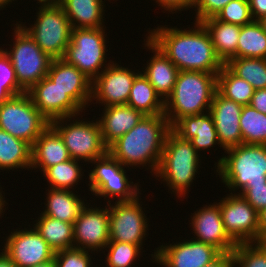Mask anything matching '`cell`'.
Returning <instances> with one entry per match:
<instances>
[{"label": "cell", "instance_id": "6da1fadb", "mask_svg": "<svg viewBox=\"0 0 266 267\" xmlns=\"http://www.w3.org/2000/svg\"><path fill=\"white\" fill-rule=\"evenodd\" d=\"M189 30L158 26L148 38L169 58L179 71L219 73L225 65L217 56L211 37L202 23Z\"/></svg>", "mask_w": 266, "mask_h": 267}, {"label": "cell", "instance_id": "7a4b0ae2", "mask_svg": "<svg viewBox=\"0 0 266 267\" xmlns=\"http://www.w3.org/2000/svg\"><path fill=\"white\" fill-rule=\"evenodd\" d=\"M171 126L164 114L143 116L128 133L108 147V153L126 168L142 165L156 174Z\"/></svg>", "mask_w": 266, "mask_h": 267}, {"label": "cell", "instance_id": "3957f363", "mask_svg": "<svg viewBox=\"0 0 266 267\" xmlns=\"http://www.w3.org/2000/svg\"><path fill=\"white\" fill-rule=\"evenodd\" d=\"M217 74L202 71H179L174 89L164 102V115L172 127L184 116L210 110L217 91Z\"/></svg>", "mask_w": 266, "mask_h": 267}, {"label": "cell", "instance_id": "277c9868", "mask_svg": "<svg viewBox=\"0 0 266 267\" xmlns=\"http://www.w3.org/2000/svg\"><path fill=\"white\" fill-rule=\"evenodd\" d=\"M199 155L191 141L182 139L171 129L164 142L156 178L165 181L177 197H185L196 178Z\"/></svg>", "mask_w": 266, "mask_h": 267}, {"label": "cell", "instance_id": "5b68a950", "mask_svg": "<svg viewBox=\"0 0 266 267\" xmlns=\"http://www.w3.org/2000/svg\"><path fill=\"white\" fill-rule=\"evenodd\" d=\"M225 153L228 155L218 159L215 168L231 193L241 192L247 184L266 183V145L240 144Z\"/></svg>", "mask_w": 266, "mask_h": 267}, {"label": "cell", "instance_id": "8992f818", "mask_svg": "<svg viewBox=\"0 0 266 267\" xmlns=\"http://www.w3.org/2000/svg\"><path fill=\"white\" fill-rule=\"evenodd\" d=\"M40 4L36 21L26 27L19 25L29 34L40 49L52 59L63 58L71 39V24L63 8L54 0H37Z\"/></svg>", "mask_w": 266, "mask_h": 267}, {"label": "cell", "instance_id": "52a82bcc", "mask_svg": "<svg viewBox=\"0 0 266 267\" xmlns=\"http://www.w3.org/2000/svg\"><path fill=\"white\" fill-rule=\"evenodd\" d=\"M72 118H76L75 121L72 120L71 122ZM50 125L62 137L70 158L74 160H82V162L91 164L93 160L108 153V147L104 144L98 118L91 122L84 121V119L77 120V116L58 118L52 120Z\"/></svg>", "mask_w": 266, "mask_h": 267}, {"label": "cell", "instance_id": "ba28073f", "mask_svg": "<svg viewBox=\"0 0 266 267\" xmlns=\"http://www.w3.org/2000/svg\"><path fill=\"white\" fill-rule=\"evenodd\" d=\"M105 28H72L70 44L63 57L91 81L112 62L107 64L105 60L108 51Z\"/></svg>", "mask_w": 266, "mask_h": 267}, {"label": "cell", "instance_id": "9c48e42d", "mask_svg": "<svg viewBox=\"0 0 266 267\" xmlns=\"http://www.w3.org/2000/svg\"><path fill=\"white\" fill-rule=\"evenodd\" d=\"M15 25L13 47L4 51L13 65L18 84L27 92L47 76L53 59L40 49L18 23Z\"/></svg>", "mask_w": 266, "mask_h": 267}, {"label": "cell", "instance_id": "30bf717a", "mask_svg": "<svg viewBox=\"0 0 266 267\" xmlns=\"http://www.w3.org/2000/svg\"><path fill=\"white\" fill-rule=\"evenodd\" d=\"M49 125L50 121L35 107L27 92L0 104V129L31 146Z\"/></svg>", "mask_w": 266, "mask_h": 267}, {"label": "cell", "instance_id": "8fae6325", "mask_svg": "<svg viewBox=\"0 0 266 267\" xmlns=\"http://www.w3.org/2000/svg\"><path fill=\"white\" fill-rule=\"evenodd\" d=\"M91 163L95 166L88 175L89 191L97 197H105L107 204L111 202L109 198L116 197L118 202L133 201L142 194L138 183L134 184L126 176L125 166L109 153Z\"/></svg>", "mask_w": 266, "mask_h": 267}, {"label": "cell", "instance_id": "7c38bea8", "mask_svg": "<svg viewBox=\"0 0 266 267\" xmlns=\"http://www.w3.org/2000/svg\"><path fill=\"white\" fill-rule=\"evenodd\" d=\"M138 196L133 201H115L109 208V238L110 241L126 242L142 247L148 228V218L142 210ZM140 202V203H139Z\"/></svg>", "mask_w": 266, "mask_h": 267}, {"label": "cell", "instance_id": "4fadbf2b", "mask_svg": "<svg viewBox=\"0 0 266 267\" xmlns=\"http://www.w3.org/2000/svg\"><path fill=\"white\" fill-rule=\"evenodd\" d=\"M233 193L218 203L225 232L236 244L259 242L258 212L242 195Z\"/></svg>", "mask_w": 266, "mask_h": 267}, {"label": "cell", "instance_id": "5bb4252c", "mask_svg": "<svg viewBox=\"0 0 266 267\" xmlns=\"http://www.w3.org/2000/svg\"><path fill=\"white\" fill-rule=\"evenodd\" d=\"M151 254L152 262L163 267H204L215 261L222 253L209 244L194 239L160 245Z\"/></svg>", "mask_w": 266, "mask_h": 267}, {"label": "cell", "instance_id": "9a60e30c", "mask_svg": "<svg viewBox=\"0 0 266 267\" xmlns=\"http://www.w3.org/2000/svg\"><path fill=\"white\" fill-rule=\"evenodd\" d=\"M134 70L112 61L105 70L92 81V102L105 107L126 105L135 77Z\"/></svg>", "mask_w": 266, "mask_h": 267}, {"label": "cell", "instance_id": "2e32d148", "mask_svg": "<svg viewBox=\"0 0 266 267\" xmlns=\"http://www.w3.org/2000/svg\"><path fill=\"white\" fill-rule=\"evenodd\" d=\"M16 230V231H15ZM5 238V252L17 267H30L54 259L55 251L34 228L15 229Z\"/></svg>", "mask_w": 266, "mask_h": 267}, {"label": "cell", "instance_id": "e0dca14e", "mask_svg": "<svg viewBox=\"0 0 266 267\" xmlns=\"http://www.w3.org/2000/svg\"><path fill=\"white\" fill-rule=\"evenodd\" d=\"M86 203L73 223L74 246L93 253L101 251L110 242L109 208L90 206ZM90 206V208H89ZM100 208V209H99Z\"/></svg>", "mask_w": 266, "mask_h": 267}, {"label": "cell", "instance_id": "ac0fdd59", "mask_svg": "<svg viewBox=\"0 0 266 267\" xmlns=\"http://www.w3.org/2000/svg\"><path fill=\"white\" fill-rule=\"evenodd\" d=\"M27 94L35 107L50 122L58 118L75 117L84 112L47 76L33 85Z\"/></svg>", "mask_w": 266, "mask_h": 267}, {"label": "cell", "instance_id": "d6986e66", "mask_svg": "<svg viewBox=\"0 0 266 267\" xmlns=\"http://www.w3.org/2000/svg\"><path fill=\"white\" fill-rule=\"evenodd\" d=\"M190 224L195 234L192 239L214 246L221 253H232L236 248L237 244L225 232L218 203L205 205L195 211Z\"/></svg>", "mask_w": 266, "mask_h": 267}, {"label": "cell", "instance_id": "ffe728a7", "mask_svg": "<svg viewBox=\"0 0 266 267\" xmlns=\"http://www.w3.org/2000/svg\"><path fill=\"white\" fill-rule=\"evenodd\" d=\"M47 77L82 110L85 111L86 106L90 105L92 81L65 59H53Z\"/></svg>", "mask_w": 266, "mask_h": 267}, {"label": "cell", "instance_id": "44dd1931", "mask_svg": "<svg viewBox=\"0 0 266 267\" xmlns=\"http://www.w3.org/2000/svg\"><path fill=\"white\" fill-rule=\"evenodd\" d=\"M242 105L226 99L218 91L215 92L210 106L220 147L226 150L242 144L240 117Z\"/></svg>", "mask_w": 266, "mask_h": 267}, {"label": "cell", "instance_id": "7402d4cb", "mask_svg": "<svg viewBox=\"0 0 266 267\" xmlns=\"http://www.w3.org/2000/svg\"><path fill=\"white\" fill-rule=\"evenodd\" d=\"M171 129L184 140L191 141L197 152L219 144L214 120L210 112L184 116Z\"/></svg>", "mask_w": 266, "mask_h": 267}, {"label": "cell", "instance_id": "603a6c76", "mask_svg": "<svg viewBox=\"0 0 266 267\" xmlns=\"http://www.w3.org/2000/svg\"><path fill=\"white\" fill-rule=\"evenodd\" d=\"M144 41L146 42L144 45L154 55L147 62V67L145 66L143 68L145 70H142V74L148 79L156 93L165 102L174 89L179 70L147 36Z\"/></svg>", "mask_w": 266, "mask_h": 267}, {"label": "cell", "instance_id": "cb8c5ba5", "mask_svg": "<svg viewBox=\"0 0 266 267\" xmlns=\"http://www.w3.org/2000/svg\"><path fill=\"white\" fill-rule=\"evenodd\" d=\"M70 155L59 133L49 125L32 145L31 167L44 172L47 168L68 161Z\"/></svg>", "mask_w": 266, "mask_h": 267}, {"label": "cell", "instance_id": "d4e9b609", "mask_svg": "<svg viewBox=\"0 0 266 267\" xmlns=\"http://www.w3.org/2000/svg\"><path fill=\"white\" fill-rule=\"evenodd\" d=\"M102 113L98 122L107 147L128 133L144 116L128 105L104 107Z\"/></svg>", "mask_w": 266, "mask_h": 267}, {"label": "cell", "instance_id": "484cf974", "mask_svg": "<svg viewBox=\"0 0 266 267\" xmlns=\"http://www.w3.org/2000/svg\"><path fill=\"white\" fill-rule=\"evenodd\" d=\"M63 8L72 28H102L105 8L103 0H56Z\"/></svg>", "mask_w": 266, "mask_h": 267}, {"label": "cell", "instance_id": "4316f807", "mask_svg": "<svg viewBox=\"0 0 266 267\" xmlns=\"http://www.w3.org/2000/svg\"><path fill=\"white\" fill-rule=\"evenodd\" d=\"M46 193L45 209L41 214L63 222L74 223L86 205L85 199L82 200L80 195L78 196L72 190L48 187Z\"/></svg>", "mask_w": 266, "mask_h": 267}, {"label": "cell", "instance_id": "83f0119b", "mask_svg": "<svg viewBox=\"0 0 266 267\" xmlns=\"http://www.w3.org/2000/svg\"><path fill=\"white\" fill-rule=\"evenodd\" d=\"M208 31L217 56L226 64L237 58V45L241 26L230 24L212 17L201 22Z\"/></svg>", "mask_w": 266, "mask_h": 267}, {"label": "cell", "instance_id": "f1b7e54d", "mask_svg": "<svg viewBox=\"0 0 266 267\" xmlns=\"http://www.w3.org/2000/svg\"><path fill=\"white\" fill-rule=\"evenodd\" d=\"M32 146L0 129V170L31 167Z\"/></svg>", "mask_w": 266, "mask_h": 267}, {"label": "cell", "instance_id": "f546056e", "mask_svg": "<svg viewBox=\"0 0 266 267\" xmlns=\"http://www.w3.org/2000/svg\"><path fill=\"white\" fill-rule=\"evenodd\" d=\"M126 105L140 111L144 116L164 114V101L142 72L133 81Z\"/></svg>", "mask_w": 266, "mask_h": 267}, {"label": "cell", "instance_id": "4dcf8cb0", "mask_svg": "<svg viewBox=\"0 0 266 267\" xmlns=\"http://www.w3.org/2000/svg\"><path fill=\"white\" fill-rule=\"evenodd\" d=\"M35 221L32 226L55 252L74 246L73 223L63 222L41 213Z\"/></svg>", "mask_w": 266, "mask_h": 267}, {"label": "cell", "instance_id": "1f68e13d", "mask_svg": "<svg viewBox=\"0 0 266 267\" xmlns=\"http://www.w3.org/2000/svg\"><path fill=\"white\" fill-rule=\"evenodd\" d=\"M266 59V32L259 21L241 26L237 45V58Z\"/></svg>", "mask_w": 266, "mask_h": 267}, {"label": "cell", "instance_id": "d6a6232c", "mask_svg": "<svg viewBox=\"0 0 266 267\" xmlns=\"http://www.w3.org/2000/svg\"><path fill=\"white\" fill-rule=\"evenodd\" d=\"M217 91L226 99L246 106L250 104L255 89L224 65L217 74Z\"/></svg>", "mask_w": 266, "mask_h": 267}, {"label": "cell", "instance_id": "836d02e7", "mask_svg": "<svg viewBox=\"0 0 266 267\" xmlns=\"http://www.w3.org/2000/svg\"><path fill=\"white\" fill-rule=\"evenodd\" d=\"M225 65L255 90L266 88V59L231 58Z\"/></svg>", "mask_w": 266, "mask_h": 267}, {"label": "cell", "instance_id": "e575fe53", "mask_svg": "<svg viewBox=\"0 0 266 267\" xmlns=\"http://www.w3.org/2000/svg\"><path fill=\"white\" fill-rule=\"evenodd\" d=\"M80 161L69 159L53 165L47 168L43 172V176L46 177L47 182H49L48 187L54 189H74L75 184L83 177V168L79 165Z\"/></svg>", "mask_w": 266, "mask_h": 267}, {"label": "cell", "instance_id": "d590c367", "mask_svg": "<svg viewBox=\"0 0 266 267\" xmlns=\"http://www.w3.org/2000/svg\"><path fill=\"white\" fill-rule=\"evenodd\" d=\"M239 122L242 144L266 145V114L246 105L242 107Z\"/></svg>", "mask_w": 266, "mask_h": 267}, {"label": "cell", "instance_id": "8d00e7d4", "mask_svg": "<svg viewBox=\"0 0 266 267\" xmlns=\"http://www.w3.org/2000/svg\"><path fill=\"white\" fill-rule=\"evenodd\" d=\"M232 257L237 267H266V241L238 243Z\"/></svg>", "mask_w": 266, "mask_h": 267}, {"label": "cell", "instance_id": "74e56055", "mask_svg": "<svg viewBox=\"0 0 266 267\" xmlns=\"http://www.w3.org/2000/svg\"><path fill=\"white\" fill-rule=\"evenodd\" d=\"M105 248H108L105 249L108 252L106 267H132L143 249L135 244L117 241H110Z\"/></svg>", "mask_w": 266, "mask_h": 267}, {"label": "cell", "instance_id": "f35d334b", "mask_svg": "<svg viewBox=\"0 0 266 267\" xmlns=\"http://www.w3.org/2000/svg\"><path fill=\"white\" fill-rule=\"evenodd\" d=\"M24 92L26 91L18 84L9 56L0 48V104Z\"/></svg>", "mask_w": 266, "mask_h": 267}, {"label": "cell", "instance_id": "ab89813d", "mask_svg": "<svg viewBox=\"0 0 266 267\" xmlns=\"http://www.w3.org/2000/svg\"><path fill=\"white\" fill-rule=\"evenodd\" d=\"M220 21L243 26L253 21L248 0H232L216 15Z\"/></svg>", "mask_w": 266, "mask_h": 267}, {"label": "cell", "instance_id": "60d3db41", "mask_svg": "<svg viewBox=\"0 0 266 267\" xmlns=\"http://www.w3.org/2000/svg\"><path fill=\"white\" fill-rule=\"evenodd\" d=\"M90 251L80 248H66L55 252L56 267H93ZM96 267H98L96 265Z\"/></svg>", "mask_w": 266, "mask_h": 267}, {"label": "cell", "instance_id": "b9f144b4", "mask_svg": "<svg viewBox=\"0 0 266 267\" xmlns=\"http://www.w3.org/2000/svg\"><path fill=\"white\" fill-rule=\"evenodd\" d=\"M232 0H194L196 22L216 17V15ZM197 8V9H196Z\"/></svg>", "mask_w": 266, "mask_h": 267}, {"label": "cell", "instance_id": "7bdbcfd3", "mask_svg": "<svg viewBox=\"0 0 266 267\" xmlns=\"http://www.w3.org/2000/svg\"><path fill=\"white\" fill-rule=\"evenodd\" d=\"M238 194L249 202L259 213L266 208V183L247 184V186Z\"/></svg>", "mask_w": 266, "mask_h": 267}, {"label": "cell", "instance_id": "ee69618b", "mask_svg": "<svg viewBox=\"0 0 266 267\" xmlns=\"http://www.w3.org/2000/svg\"><path fill=\"white\" fill-rule=\"evenodd\" d=\"M155 3L159 4L165 11L172 12L173 14L177 11L193 9L194 0H154ZM175 11V12H174Z\"/></svg>", "mask_w": 266, "mask_h": 267}, {"label": "cell", "instance_id": "f6af8a7d", "mask_svg": "<svg viewBox=\"0 0 266 267\" xmlns=\"http://www.w3.org/2000/svg\"><path fill=\"white\" fill-rule=\"evenodd\" d=\"M249 105L266 114V88L255 90Z\"/></svg>", "mask_w": 266, "mask_h": 267}, {"label": "cell", "instance_id": "bcb514c9", "mask_svg": "<svg viewBox=\"0 0 266 267\" xmlns=\"http://www.w3.org/2000/svg\"><path fill=\"white\" fill-rule=\"evenodd\" d=\"M253 20L266 16V0H248Z\"/></svg>", "mask_w": 266, "mask_h": 267}, {"label": "cell", "instance_id": "7dc6e473", "mask_svg": "<svg viewBox=\"0 0 266 267\" xmlns=\"http://www.w3.org/2000/svg\"><path fill=\"white\" fill-rule=\"evenodd\" d=\"M233 263L232 253H222L215 261L204 267H230Z\"/></svg>", "mask_w": 266, "mask_h": 267}, {"label": "cell", "instance_id": "c3c4849f", "mask_svg": "<svg viewBox=\"0 0 266 267\" xmlns=\"http://www.w3.org/2000/svg\"><path fill=\"white\" fill-rule=\"evenodd\" d=\"M259 219V242L266 241V208L258 213Z\"/></svg>", "mask_w": 266, "mask_h": 267}, {"label": "cell", "instance_id": "681fc988", "mask_svg": "<svg viewBox=\"0 0 266 267\" xmlns=\"http://www.w3.org/2000/svg\"><path fill=\"white\" fill-rule=\"evenodd\" d=\"M0 267H17L11 258L2 251L0 252Z\"/></svg>", "mask_w": 266, "mask_h": 267}, {"label": "cell", "instance_id": "f907efd6", "mask_svg": "<svg viewBox=\"0 0 266 267\" xmlns=\"http://www.w3.org/2000/svg\"><path fill=\"white\" fill-rule=\"evenodd\" d=\"M2 187L0 188V218H1V216H3L2 215V213L4 214V212H5V209H4V206L6 207V201H5V198L3 197V193H2ZM3 210H4V212H3Z\"/></svg>", "mask_w": 266, "mask_h": 267}, {"label": "cell", "instance_id": "816d5d0a", "mask_svg": "<svg viewBox=\"0 0 266 267\" xmlns=\"http://www.w3.org/2000/svg\"><path fill=\"white\" fill-rule=\"evenodd\" d=\"M30 267H56V264L54 262V259L48 262H44L41 264H36L34 266H30Z\"/></svg>", "mask_w": 266, "mask_h": 267}, {"label": "cell", "instance_id": "f5cc1de1", "mask_svg": "<svg viewBox=\"0 0 266 267\" xmlns=\"http://www.w3.org/2000/svg\"><path fill=\"white\" fill-rule=\"evenodd\" d=\"M12 1H14V0H0V10L2 8H5L6 5L12 3Z\"/></svg>", "mask_w": 266, "mask_h": 267}, {"label": "cell", "instance_id": "db71d44e", "mask_svg": "<svg viewBox=\"0 0 266 267\" xmlns=\"http://www.w3.org/2000/svg\"><path fill=\"white\" fill-rule=\"evenodd\" d=\"M260 24L263 27V30L266 32V16L262 17L260 20H258Z\"/></svg>", "mask_w": 266, "mask_h": 267}, {"label": "cell", "instance_id": "11a10c76", "mask_svg": "<svg viewBox=\"0 0 266 267\" xmlns=\"http://www.w3.org/2000/svg\"><path fill=\"white\" fill-rule=\"evenodd\" d=\"M230 267H236V264L235 263H233Z\"/></svg>", "mask_w": 266, "mask_h": 267}]
</instances>
